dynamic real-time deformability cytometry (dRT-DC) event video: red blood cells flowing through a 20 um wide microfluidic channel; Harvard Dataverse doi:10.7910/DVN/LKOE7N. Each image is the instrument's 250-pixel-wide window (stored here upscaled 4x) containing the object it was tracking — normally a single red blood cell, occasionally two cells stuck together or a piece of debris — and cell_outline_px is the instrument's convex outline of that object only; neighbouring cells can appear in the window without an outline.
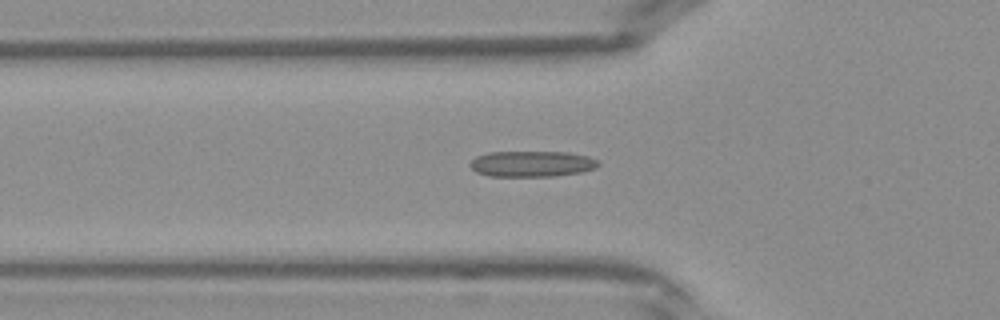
{"species": "Egyptian fruit bat (a non-hibernating species)", "species_latin": "Rousettus aegyptiacus", "temperature_condition": "warm", "stored_images_in_passage": 41, "camera_frame_rate_fps": 3000, "um_per_image_px": 0.085, "frame": {"image": 1, "passage_image": 13, "time_ms": 4.0, "image_size_px": [1000, 320], "cell_outline_px": [[600, 164], [596, 168], [580, 172], [556, 176], [488, 176], [476, 172], [468, 164], [476, 156], [488, 152], [568, 152], [588, 156], [600, 160]], "centroid_in_image_um": [45.22, 13.92], "position_along_channel_um": 80.6, "area_um2": 19.48}}
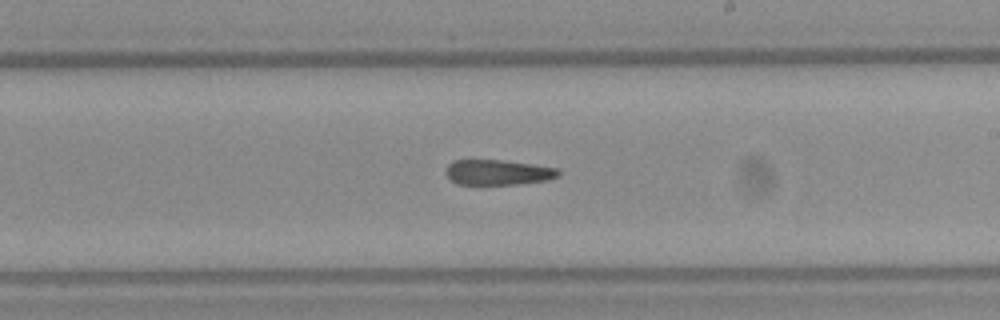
{"frame": {"image": 2, "passage_image": 23, "time_ms": 7.333, "image_size_px": [1000, 320], "cell_outline_px": [[560, 176], [548, 180], [516, 184], [456, 184], [444, 172], [444, 168], [452, 160], [500, 160], [532, 164], [556, 168], [560, 172]], "centroid_in_image_um": [42.3, 14.64], "position_along_channel_um": 246.7, "area_um2": 16.59}}
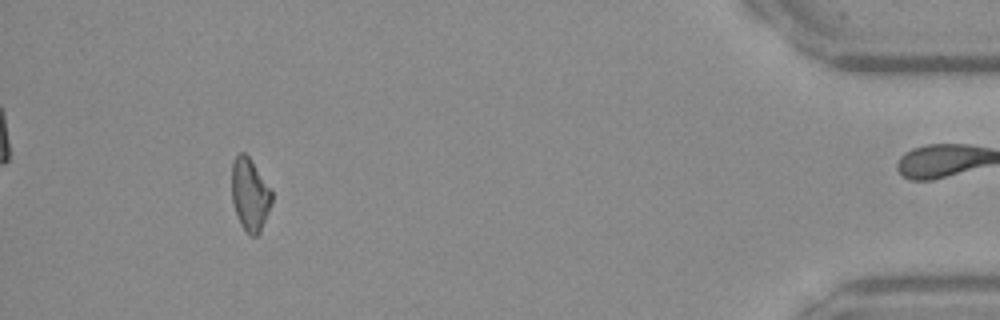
{"frame": {"image": 3, "passage_image": 37, "time_ms": 12.0, "image_size_px": [1000, 320], "cell_outline_px": [[272, 204], [260, 232], [256, 236], [252, 236], [240, 224], [232, 200], [232, 164], [236, 156], [240, 152], [244, 152], [252, 160], [272, 188]], "centroid_in_image_um": [21.27, 16.5], "position_along_channel_um": 413.9, "area_um2": 17.05}}